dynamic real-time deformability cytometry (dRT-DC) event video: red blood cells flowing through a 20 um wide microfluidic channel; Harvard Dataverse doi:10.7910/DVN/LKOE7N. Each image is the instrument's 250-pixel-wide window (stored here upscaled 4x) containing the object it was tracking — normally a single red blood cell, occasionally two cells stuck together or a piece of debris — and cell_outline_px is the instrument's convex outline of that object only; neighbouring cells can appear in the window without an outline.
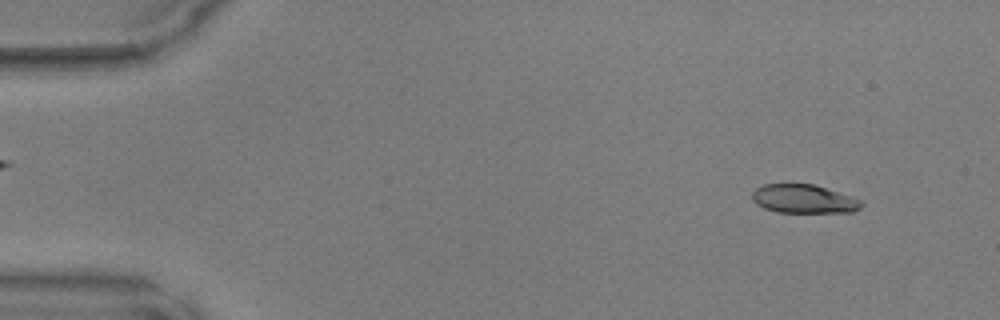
{"species": "common noctule bat (a hibernating species)", "species_latin": "Nyctalus noctula", "temperature_condition": "warm", "stored_images_in_passage": 14, "camera_frame_rate_fps": 3000, "um_per_image_px": 0.085, "animal": {"sex": "male", "body_mass_g": 17.9, "forearm_length_mm": 54.2}, "frame": {"image": 1, "passage_image": 4, "time_ms": 1.0, "image_size_px": [1000, 320], "cell_outline_px": [[864, 204], [860, 208], [852, 212], [776, 212], [764, 208], [756, 204], [752, 200], [752, 192], [756, 188], [764, 184], [812, 184], [860, 200]], "centroid_in_image_um": [68.26, 16.92], "position_along_channel_um": 16.7, "area_um2": 17.98}}
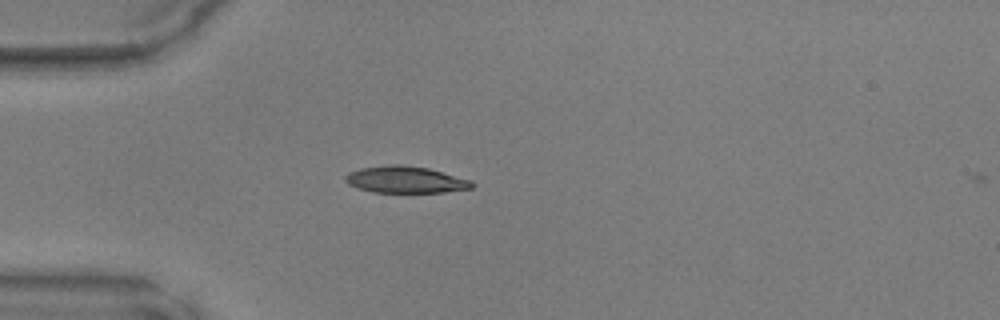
{"frame": {"image": 2, "passage_image": 13, "time_ms": 4.0, "image_size_px": [1000, 320], "cell_outline_px": [[476, 184], [472, 188], [444, 192], [372, 192], [356, 188], [348, 184], [344, 180], [344, 176], [348, 172], [360, 168], [392, 164], [400, 164], [428, 168], [472, 180]], "centroid_in_image_um": [34.45, 15.27], "position_along_channel_um": 50.6, "area_um2": 19.88}}